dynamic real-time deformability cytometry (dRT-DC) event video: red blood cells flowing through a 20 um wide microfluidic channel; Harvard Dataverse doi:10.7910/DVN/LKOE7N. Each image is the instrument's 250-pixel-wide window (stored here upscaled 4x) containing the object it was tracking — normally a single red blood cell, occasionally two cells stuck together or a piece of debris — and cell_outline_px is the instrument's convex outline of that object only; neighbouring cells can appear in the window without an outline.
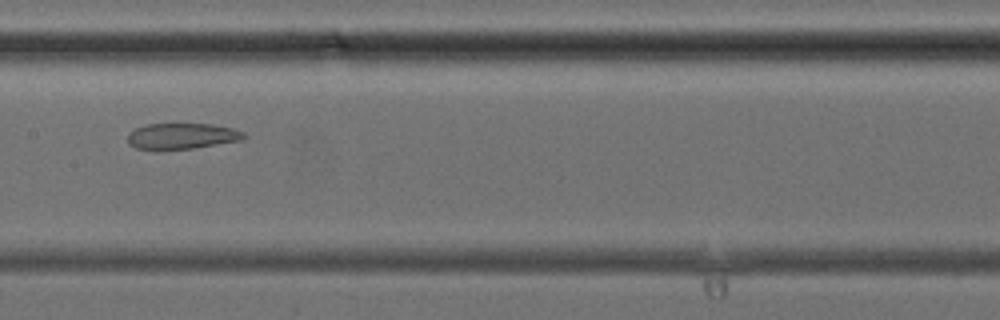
{"species": "common noctule bat (a hibernating species)", "species_latin": "Nyctalus noctula", "temperature_condition": "cold", "stored_images_in_passage": 6, "camera_frame_rate_fps": 3000, "um_per_image_px": 0.085, "animal": {"sex": "female", "body_mass_g": 24.6, "forearm_length_mm": 56.2}, "frame": {"image": 1, "passage_image": 6, "time_ms": 6.667, "image_size_px": [1000, 320], "cell_outline_px": [[244, 140], [192, 148], [136, 148], [128, 144], [128, 132], [136, 128], [148, 124], [212, 124], [232, 128], [244, 132]], "centroid_in_image_um": [15.48, 11.55], "position_along_channel_um": 191.9, "area_um2": 17.17}}